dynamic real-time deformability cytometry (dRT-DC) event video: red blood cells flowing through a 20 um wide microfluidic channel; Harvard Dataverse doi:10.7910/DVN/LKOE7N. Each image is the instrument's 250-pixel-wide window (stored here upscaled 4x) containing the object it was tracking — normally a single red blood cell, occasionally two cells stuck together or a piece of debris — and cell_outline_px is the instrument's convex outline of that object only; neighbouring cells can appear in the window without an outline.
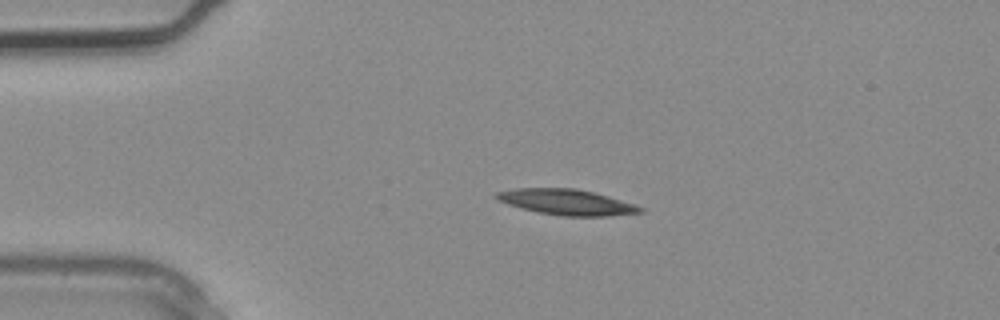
{"species": "common noctule bat (a hibernating species)", "species_latin": "Nyctalus noctula", "temperature_condition": "warm", "stored_images_in_passage": 2, "camera_frame_rate_fps": 3000, "um_per_image_px": 0.085, "animal": {"sex": "male", "body_mass_g": 20.4}, "frame": {"image": 1, "passage_image": 1, "time_ms": 0.0, "image_size_px": [1000, 320], "cell_outline_px": [[644, 212], [608, 216], [560, 216], [536, 212], [520, 208], [508, 204], [492, 196], [496, 192], [516, 188], [576, 188], [608, 196], [636, 204], [644, 208]], "centroid_in_image_um": [48.17, 17.18], "position_along_channel_um": 36.8, "area_um2": 21.62}}
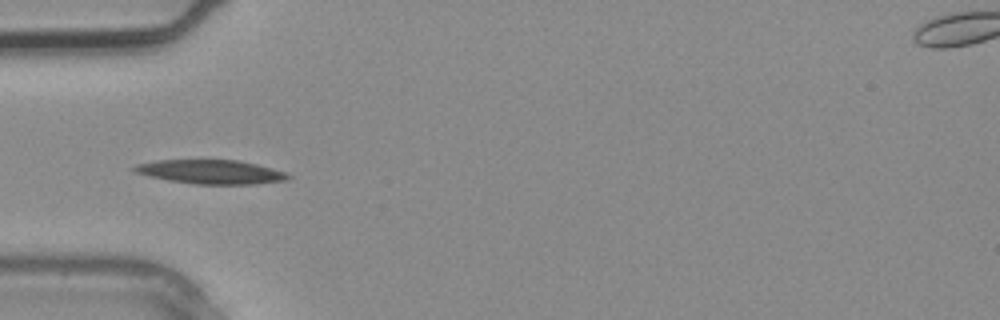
{"frame": {"image": 2, "passage_image": 2, "time_ms": 0.333, "image_size_px": [1000, 320], "cell_outline_px": [[292, 176], [288, 180], [256, 184], [196, 184], [168, 180], [136, 172], [132, 168], [136, 164], [156, 160], [240, 160], [288, 172]], "centroid_in_image_um": [18.0, 14.61], "position_along_channel_um": 67.0, "area_um2": 21.5}}